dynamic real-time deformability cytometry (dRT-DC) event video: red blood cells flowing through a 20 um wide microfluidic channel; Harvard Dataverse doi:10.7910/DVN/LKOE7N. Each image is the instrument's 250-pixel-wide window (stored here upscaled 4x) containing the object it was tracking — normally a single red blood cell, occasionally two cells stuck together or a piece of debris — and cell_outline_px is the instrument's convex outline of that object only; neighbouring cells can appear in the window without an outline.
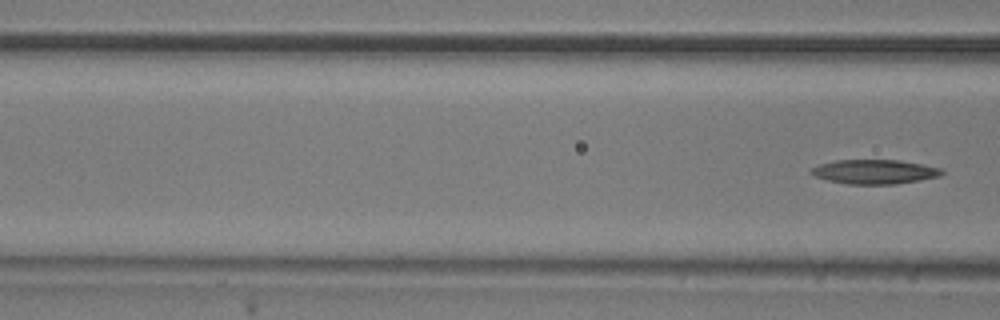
{"species": "common noctule bat (a hibernating species)", "species_latin": "Nyctalus noctula", "temperature_condition": "room temperature", "stored_images_in_passage": 7, "segment_of_instrument_passage": [2, 2], "camera_frame_rate_fps": 3000, "um_per_image_px": 0.085, "animal": {"sex": "male", "body_mass_g": 20.5, "forearm_length_mm": 52.5}, "frame": {"image": 1, "passage_image": 7, "time_ms": 2.0, "image_size_px": [1000, 320], "cell_outline_px": [[944, 172], [940, 176], [920, 180], [896, 184], [848, 184], [828, 180], [816, 176], [808, 172], [812, 168], [820, 164], [836, 160], [900, 160], [940, 168]], "centroid_in_image_um": [74.33, 14.6], "position_along_channel_um": 92.3, "area_um2": 18.38}}